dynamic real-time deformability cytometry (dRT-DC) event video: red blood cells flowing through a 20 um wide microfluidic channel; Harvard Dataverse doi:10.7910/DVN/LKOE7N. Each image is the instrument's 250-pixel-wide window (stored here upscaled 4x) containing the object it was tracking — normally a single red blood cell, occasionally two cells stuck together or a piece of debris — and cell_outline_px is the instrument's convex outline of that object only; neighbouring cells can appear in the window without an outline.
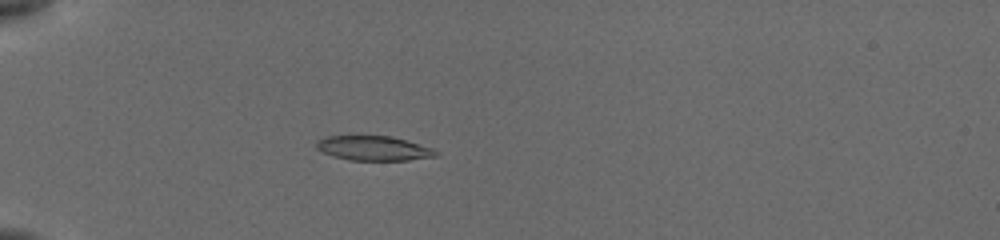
{"species": "common noctule bat (a hibernating species)", "species_latin": "Nyctalus noctula", "temperature_condition": "cold", "stored_images_in_passage": 71, "camera_frame_rate_fps": 3000, "um_per_image_px": 0.085, "animal": {"sex": "female", "body_mass_g": 19.5, "forearm_length_mm": 54.1}, "frame": {"image": 1, "passage_image": 13, "time_ms": 2.667, "image_size_px": [1000, 240], "cell_outline_px": [[440, 156], [408, 160], [348, 160], [332, 156], [316, 148], [316, 140], [324, 136], [388, 136], [404, 140], [432, 148], [440, 152]], "centroid_in_image_um": [31.75, 12.61], "position_along_channel_um": 53.3, "area_um2": 17.11}}
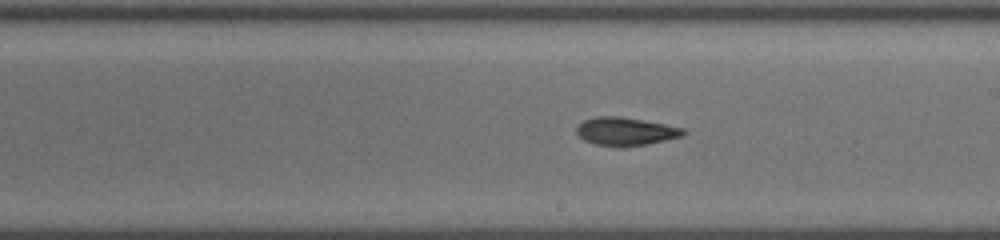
{"frame": {"image": 2, "passage_image": 38, "time_ms": 8.0, "image_size_px": [1000, 240], "cell_outline_px": [[688, 132], [680, 136], [664, 140], [644, 144], [596, 144], [584, 140], [576, 132], [576, 128], [584, 120], [596, 116], [620, 116], [664, 124], [684, 128]], "centroid_in_image_um": [53.17, 11.12], "position_along_channel_um": 235.8, "area_um2": 16.7}}
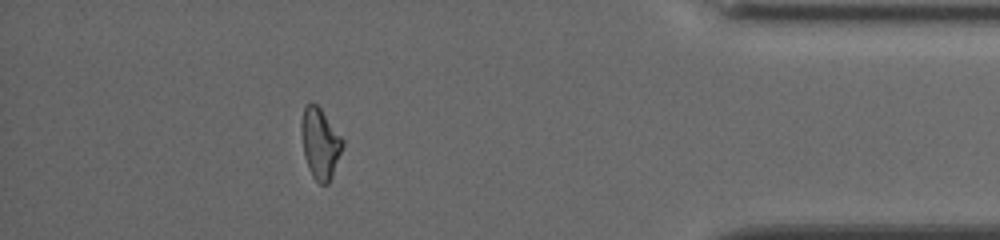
{"frame": {"image": 3, "passage_image": 63, "time_ms": 13.333, "image_size_px": [1000, 240], "cell_outline_px": [[344, 144], [332, 176], [328, 184], [320, 184], [312, 176], [308, 168], [304, 156], [300, 128], [300, 124], [304, 108], [308, 104], [316, 104], [320, 108], [344, 140]], "centroid_in_image_um": [27.2, 12.2], "position_along_channel_um": 408.0, "area_um2": 16.88}, "authors_computed_cell_mechanics": {"area_um2": 17.1088, "velocity_mm_per_s": 3.8692, "shape_relaxation_time_tau1_ms": 9.9033, "shape_relaxation_time_tau2_ms": 3.025, "deformation_change_tau1": 0.2255, "deformation_change_tau2": 0.0887}}